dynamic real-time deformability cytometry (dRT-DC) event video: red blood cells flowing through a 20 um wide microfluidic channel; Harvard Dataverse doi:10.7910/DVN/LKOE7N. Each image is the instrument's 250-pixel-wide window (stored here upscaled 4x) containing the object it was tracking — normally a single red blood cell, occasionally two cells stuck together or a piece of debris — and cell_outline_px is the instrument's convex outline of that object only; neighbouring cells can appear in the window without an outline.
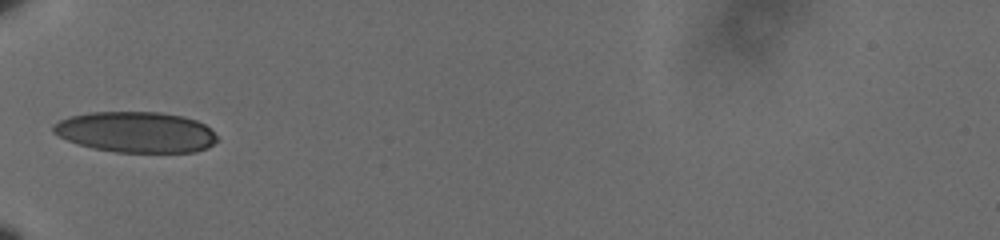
{"species": "human", "species_latin": "Homo sapiens", "temperature_condition": "cold", "stored_images_in_passage": 35, "camera_frame_rate_fps": 3000, "um_per_image_px": 0.085, "donor": {"sex": "male"}, "frame": {"image": 1, "passage_image": 1, "time_ms": 0.0, "image_size_px": [1000, 240], "cell_outline_px": [[220, 140], [208, 148], [196, 152], [116, 152], [92, 148], [68, 140], [52, 132], [52, 124], [60, 120], [72, 116], [92, 112], [160, 112], [184, 116], [196, 120], [204, 124]], "centroid_in_image_um": [11.58, 11.23], "position_along_channel_um": 73.4, "area_um2": 38.96}}
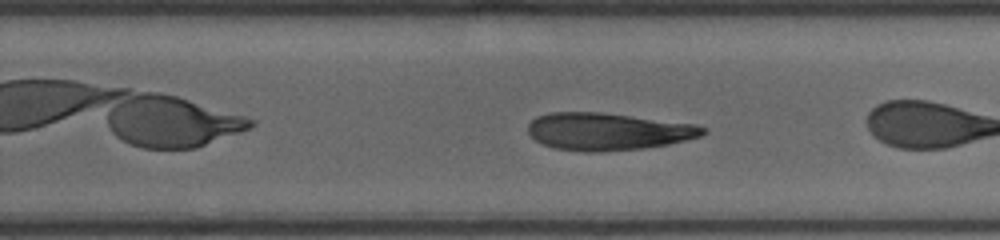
{"frame": {"image": 2, "passage_image": 16, "time_ms": 5.0, "image_size_px": [1000, 240], "cell_outline_px": [[708, 132], [700, 136], [668, 144], [644, 148], [604, 152], [584, 152], [552, 148], [540, 144], [528, 132], [528, 124], [536, 116], [552, 112], [600, 112], [696, 124], [708, 128]], "centroid_in_image_um": [51.65, 11.18], "position_along_channel_um": 278.1, "area_um2": 38.32}, "authors_computed_cell_mechanics": {"area_um2": 38.5526, "velocity_mm_per_s": 3.5987, "shape_relaxation_time_tau1_ms": 11.2674, "shape_relaxation_time_tau2_ms": null, "deformation_change_tau1": 0.1787, "deformation_change_tau2": null}}